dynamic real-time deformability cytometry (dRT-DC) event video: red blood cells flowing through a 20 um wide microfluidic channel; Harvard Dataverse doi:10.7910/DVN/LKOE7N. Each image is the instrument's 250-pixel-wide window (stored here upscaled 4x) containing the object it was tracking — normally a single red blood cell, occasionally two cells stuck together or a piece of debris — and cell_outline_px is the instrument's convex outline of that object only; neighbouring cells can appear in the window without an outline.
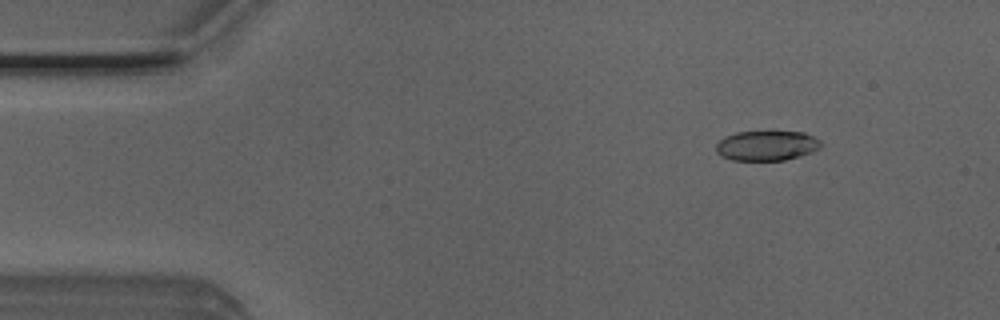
{"species": "Egyptian fruit bat (a non-hibernating species)", "species_latin": "Rousettus aegyptiacus", "temperature_condition": "room temperature", "stored_images_in_passage": 50, "camera_frame_rate_fps": 3000, "um_per_image_px": 0.085, "animal": {"sex": "male"}, "frame": {"image": 1, "passage_image": 6, "time_ms": 1.667, "image_size_px": [1000, 320], "cell_outline_px": [[824, 144], [820, 148], [812, 152], [800, 156], [784, 160], [732, 160], [720, 156], [716, 152], [716, 144], [724, 136], [736, 132], [804, 132], [820, 140]], "centroid_in_image_um": [65.17, 12.38], "position_along_channel_um": 19.8, "area_um2": 18.38}}
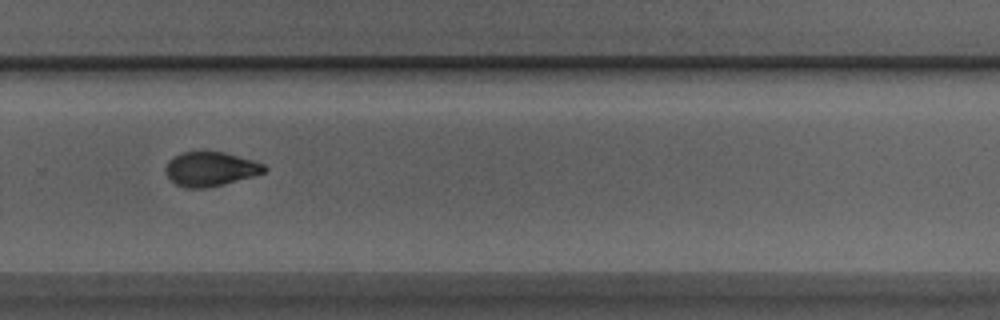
{"frame": {"image": 2, "passage_image": 34, "time_ms": 11.0, "image_size_px": [1000, 320], "cell_outline_px": [[268, 168], [264, 172], [256, 176], [208, 188], [184, 188], [176, 184], [164, 172], [164, 168], [168, 160], [180, 152], [224, 152], [252, 160], [264, 164]], "centroid_in_image_um": [17.88, 14.37], "position_along_channel_um": 311.9, "area_um2": 19.88}}
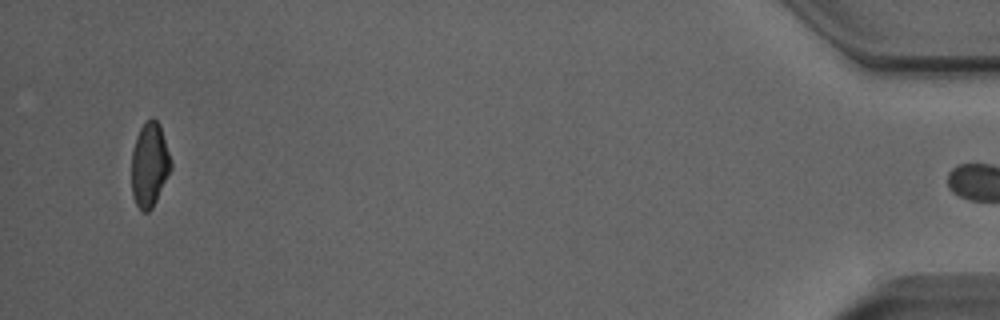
{"frame": {"image": 3, "passage_image": 49, "time_ms": 16.0, "image_size_px": [1000, 320], "cell_outline_px": [[172, 168], [152, 208], [148, 212], [144, 212], [136, 204], [132, 196], [132, 152], [136, 136], [140, 128], [152, 116], [160, 124], [172, 160]], "centroid_in_image_um": [12.72, 13.99], "position_along_channel_um": 422.5, "area_um2": 19.36}, "authors_computed_cell_mechanics": {"area_um2": 20.1722, "velocity_mm_per_s": 3.9891, "shape_relaxation_time_tau1_ms": 3.8953, "shape_relaxation_time_tau2_ms": 1.8342, "deformation_change_tau1": 0.1491, "deformation_change_tau2": 0.0528}}